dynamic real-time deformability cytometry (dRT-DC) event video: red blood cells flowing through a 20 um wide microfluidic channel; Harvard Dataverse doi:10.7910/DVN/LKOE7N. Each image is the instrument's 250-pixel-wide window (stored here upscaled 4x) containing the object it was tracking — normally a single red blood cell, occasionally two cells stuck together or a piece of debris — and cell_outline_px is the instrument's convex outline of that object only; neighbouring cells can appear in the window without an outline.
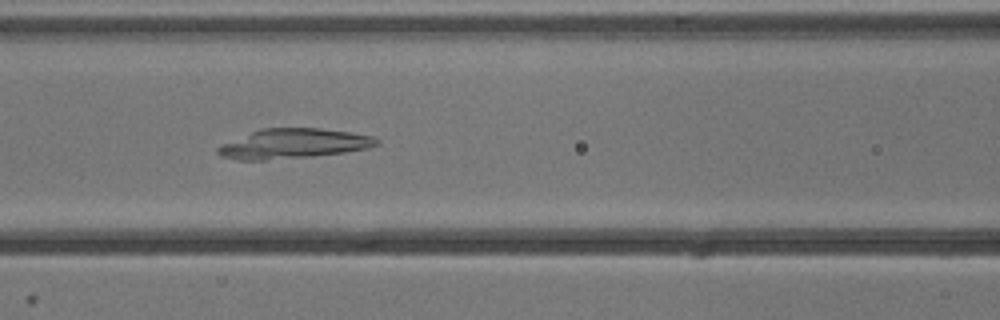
{"species": "common noctule bat (a hibernating species)", "species_latin": "Nyctalus noctula", "temperature_condition": "cold", "stored_images_in_passage": 47, "camera_frame_rate_fps": 3000, "um_per_image_px": 0.085, "animal": {"sex": "male", "body_mass_g": 13.3}, "frame": {"image": 1, "passage_image": 17, "time_ms": 5.333, "image_size_px": [1000, 320], "cell_outline_px": [[380, 144], [368, 148], [344, 152], [312, 156], [264, 160], [240, 160], [220, 156], [216, 152], [216, 148], [220, 144], [260, 128], [320, 128], [348, 132], [372, 136], [380, 140]], "centroid_in_image_um": [24.9, 12.21], "position_along_channel_um": 141.7, "area_um2": 27.57}}
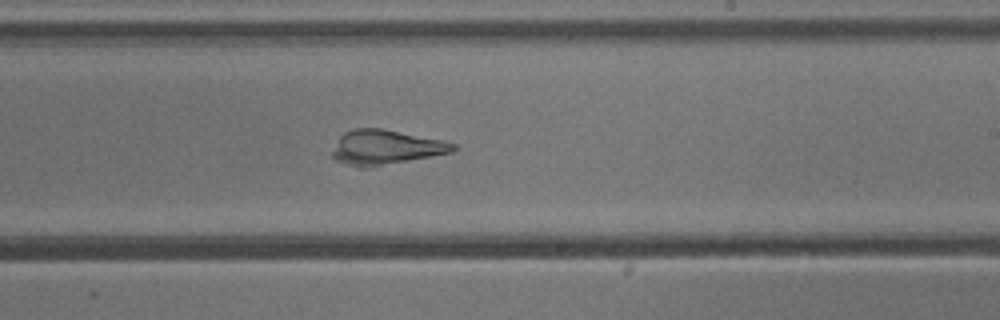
{"frame": {"image": 2, "passage_image": 26, "time_ms": 8.333, "image_size_px": [1000, 320], "cell_outline_px": [[456, 148], [452, 152], [364, 168], [360, 168], [336, 160], [332, 156], [332, 152], [340, 136], [344, 132], [356, 128], [380, 128], [444, 140], [456, 144]], "centroid_in_image_um": [32.78, 12.51], "position_along_channel_um": 256.2, "area_um2": 23.99}}
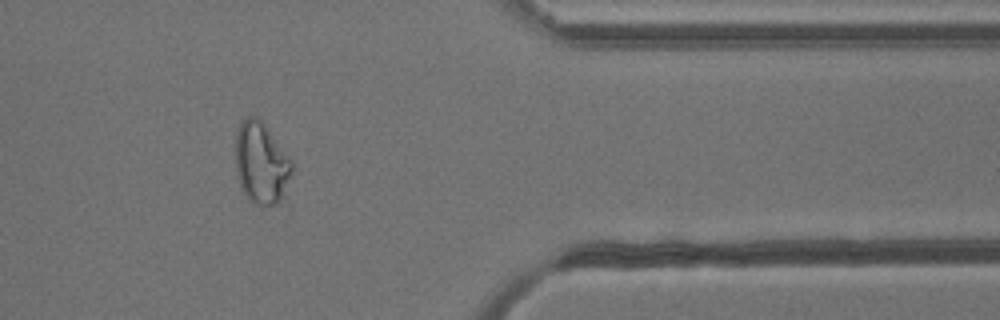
{"frame": {"image": 3, "passage_image": 38, "time_ms": 12.333, "image_size_px": [1000, 320], "cell_outline_px": [[292, 172], [288, 200], [276, 204], [256, 204], [240, 188], [236, 172], [236, 136], [240, 120], [248, 116], [256, 116], [264, 124], [292, 160]], "centroid_in_image_um": [22.25, 13.9], "position_along_channel_um": 389.1, "area_um2": 27.34}, "authors_computed_cell_mechanics": {"area_um2": 28.033, "velocity_mm_per_s": 3.8378, "shape_relaxation_time_tau1_ms": 8.2637, "shape_relaxation_time_tau2_ms": 2.006, "deformation_change_tau1": 0.3655, "deformation_change_tau2": 0.0526}}